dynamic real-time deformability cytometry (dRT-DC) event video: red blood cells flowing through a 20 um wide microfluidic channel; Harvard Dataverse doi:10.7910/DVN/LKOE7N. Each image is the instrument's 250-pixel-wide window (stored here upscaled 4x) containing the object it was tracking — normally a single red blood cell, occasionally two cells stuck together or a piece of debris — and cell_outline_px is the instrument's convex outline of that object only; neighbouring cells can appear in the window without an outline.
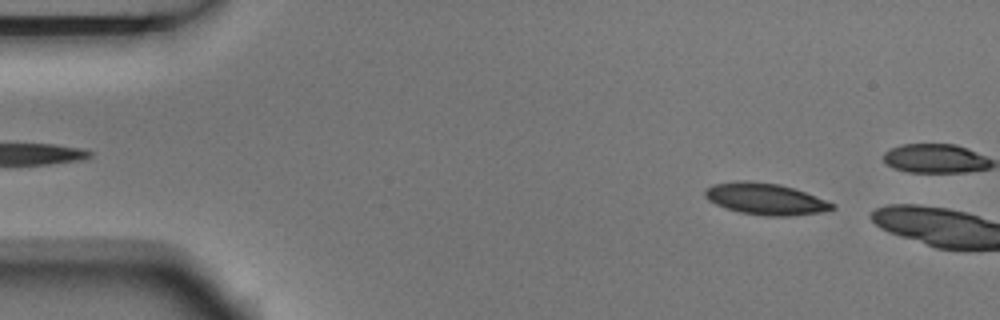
{"species": "Egyptian fruit bat (a non-hibernating species)", "species_latin": "Rousettus aegyptiacus", "temperature_condition": "room temperature", "stored_images_in_passage": 4, "segment_of_instrument_passage": [2, 2], "camera_frame_rate_fps": 3000, "um_per_image_px": 0.085, "animal": {"sex": "male"}, "frame": {"image": 1, "passage_image": 4, "time_ms": 1.0, "image_size_px": [1000, 320], "cell_outline_px": [[836, 208], [824, 212], [788, 216], [764, 216], [740, 212], [716, 204], [708, 200], [704, 196], [704, 188], [712, 184], [736, 180], [744, 180], [780, 184], [804, 192], [836, 204]], "centroid_in_image_um": [65.04, 16.9], "position_along_channel_um": 20.0, "area_um2": 23.47}}